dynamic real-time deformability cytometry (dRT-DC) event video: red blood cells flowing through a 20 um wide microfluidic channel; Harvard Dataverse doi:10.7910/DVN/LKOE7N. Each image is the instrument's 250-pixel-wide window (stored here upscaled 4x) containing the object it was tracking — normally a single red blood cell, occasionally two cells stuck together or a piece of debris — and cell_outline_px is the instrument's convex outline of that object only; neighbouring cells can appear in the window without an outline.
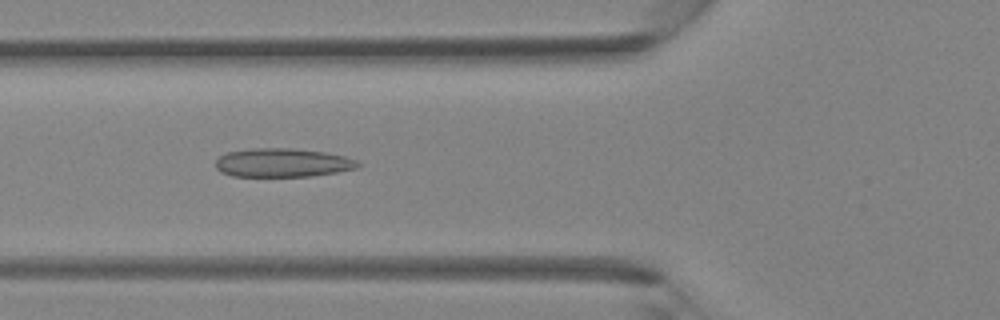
{"species": "Egyptian fruit bat (a non-hibernating species)", "species_latin": "Rousettus aegyptiacus", "temperature_condition": "room temperature", "stored_images_in_passage": 40, "camera_frame_rate_fps": 3000, "um_per_image_px": 0.085, "animal": {"sex": "female"}, "frame": {"image": 1, "passage_image": 14, "time_ms": 4.333, "image_size_px": [1000, 320], "cell_outline_px": [[364, 164], [356, 168], [336, 172], [308, 176], [232, 176], [220, 172], [216, 168], [216, 160], [224, 152], [252, 148], [296, 148], [324, 152], [344, 156], [356, 160]], "centroid_in_image_um": [24.0, 13.82], "position_along_channel_um": 101.8, "area_um2": 23.93}}
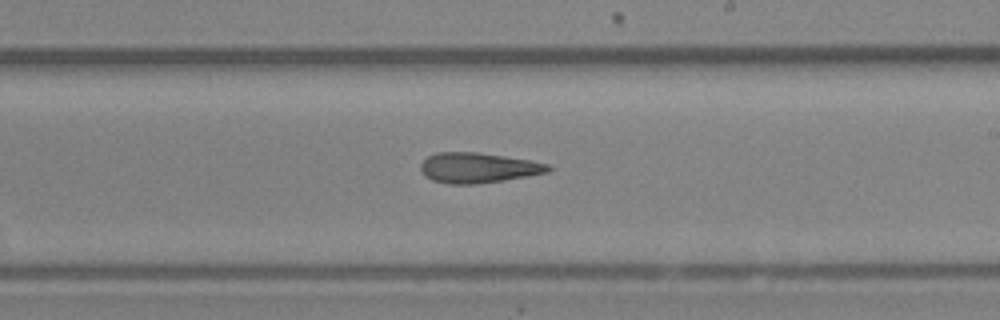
{"frame": {"image": 2, "passage_image": 23, "time_ms": 7.333, "image_size_px": [1000, 320], "cell_outline_px": [[552, 168], [548, 172], [504, 180], [476, 184], [448, 184], [432, 180], [424, 176], [420, 168], [420, 164], [428, 156], [436, 152], [476, 152], [504, 156], [528, 160], [548, 164]], "centroid_in_image_um": [40.59, 14.26], "position_along_channel_um": 248.4, "area_um2": 22.37}}
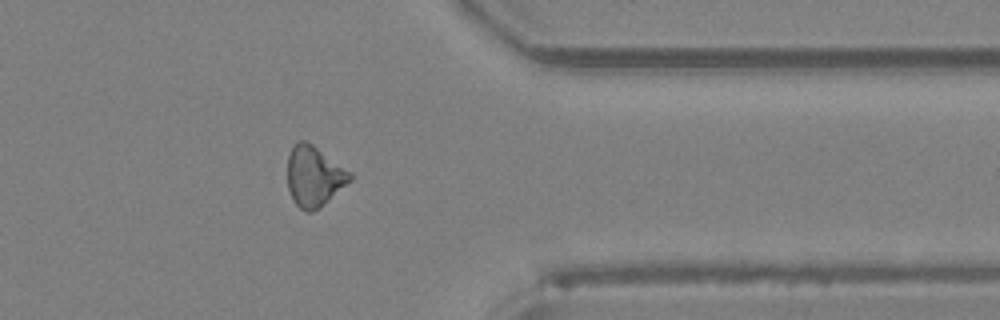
{"frame": {"image": 3, "passage_image": 32, "time_ms": 10.333, "image_size_px": [1000, 320], "cell_outline_px": [[352, 180], [320, 208], [312, 212], [308, 212], [300, 208], [296, 204], [288, 188], [288, 156], [296, 140], [304, 140], [312, 144], [352, 172]], "centroid_in_image_um": [26.71, 14.98], "position_along_channel_um": 384.7, "area_um2": 22.02}}